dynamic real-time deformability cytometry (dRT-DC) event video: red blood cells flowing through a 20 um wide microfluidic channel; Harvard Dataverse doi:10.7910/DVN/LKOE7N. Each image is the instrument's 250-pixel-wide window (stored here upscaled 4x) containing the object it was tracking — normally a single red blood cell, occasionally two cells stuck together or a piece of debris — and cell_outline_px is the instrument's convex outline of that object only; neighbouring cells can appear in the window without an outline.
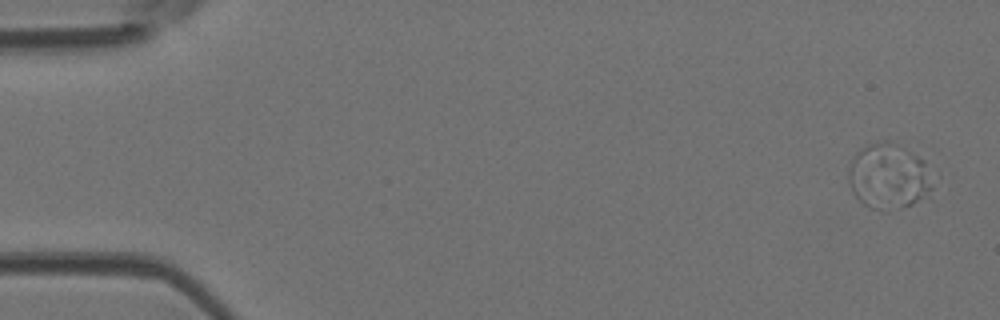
{"species": "Egyptian fruit bat (a non-hibernating species)", "species_latin": "Rousettus aegyptiacus", "temperature_condition": "room temperature", "stored_images_in_passage": 5, "camera_frame_rate_fps": 3000, "um_per_image_px": 0.085, "animal": {"sex": "female"}, "frame": {"image": 1, "passage_image": 1, "time_ms": 0.0, "image_size_px": [1000, 320], "cell_outline_px": [[940, 180], [932, 196], [912, 204], [888, 212], [880, 212], [868, 208], [852, 192], [848, 184], [848, 172], [852, 160], [856, 152], [860, 148], [868, 144], [880, 140], [892, 140], [924, 160], [940, 176]], "centroid_in_image_um": [75.68, 15.02], "position_along_channel_um": 9.3, "area_um2": 34.22}}
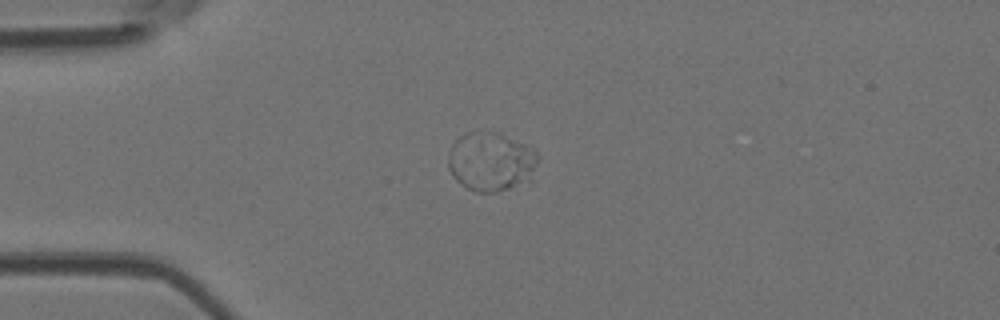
{"frame": {"image": 2, "passage_image": 4, "time_ms": 1.0, "image_size_px": [1000, 320], "cell_outline_px": [[540, 156], [532, 180], [496, 192], [476, 192], [460, 184], [452, 176], [448, 168], [448, 156], [452, 144], [464, 132], [500, 132], [528, 144]], "centroid_in_image_um": [41.76, 13.72], "position_along_channel_um": 43.2, "area_um2": 31.39}}